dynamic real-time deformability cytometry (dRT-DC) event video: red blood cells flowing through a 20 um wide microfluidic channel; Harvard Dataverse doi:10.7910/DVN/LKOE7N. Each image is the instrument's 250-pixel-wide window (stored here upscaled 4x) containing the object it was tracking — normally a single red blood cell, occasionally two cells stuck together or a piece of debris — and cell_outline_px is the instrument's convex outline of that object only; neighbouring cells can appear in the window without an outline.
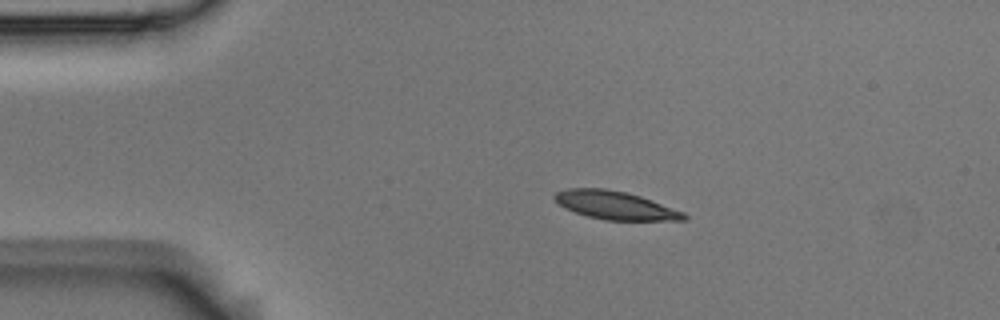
{"species": "Egyptian fruit bat (a non-hibernating species)", "species_latin": "Rousettus aegyptiacus", "temperature_condition": "room temperature", "stored_images_in_passage": 45, "camera_frame_rate_fps": 3000, "um_per_image_px": 0.085, "animal": {"sex": "male"}, "frame": {"image": 1, "passage_image": 1, "time_ms": 0.0, "image_size_px": [1000, 320], "cell_outline_px": [[688, 216], [684, 220], [604, 220], [588, 216], [564, 208], [552, 196], [556, 192], [568, 188], [604, 188], [624, 192], [640, 196], [684, 212]], "centroid_in_image_um": [52.28, 17.45], "position_along_channel_um": 32.7, "area_um2": 21.04}}
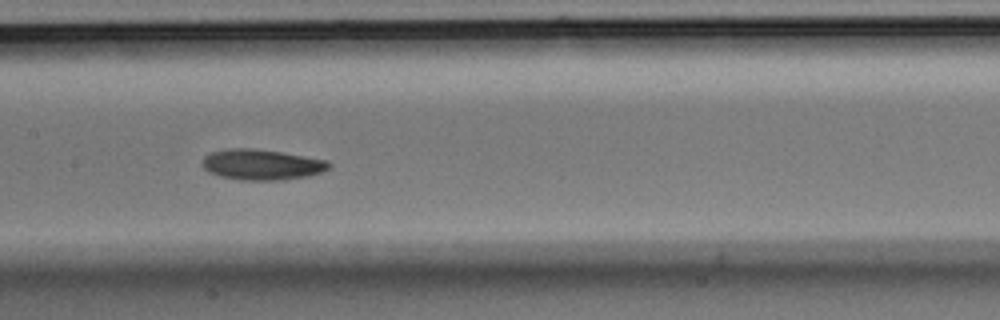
{"frame": {"image": 2, "passage_image": 17, "time_ms": 5.333, "image_size_px": [1000, 320], "cell_outline_px": [[332, 164], [328, 168], [320, 172], [308, 176], [284, 180], [240, 180], [220, 176], [208, 172], [200, 164], [200, 160], [204, 156], [212, 152], [228, 148], [252, 148], [280, 152], [328, 160]], "centroid_in_image_um": [22.2, 13.99], "position_along_channel_um": 185.2, "area_um2": 22.72}}
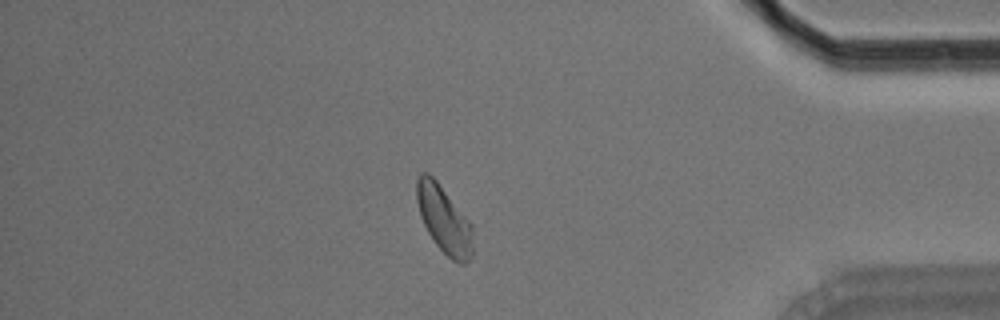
{"frame": {"image": 3, "passage_image": 37, "time_ms": 12.0, "image_size_px": [1000, 320], "cell_outline_px": [[472, 256], [464, 264], [460, 264], [452, 260], [436, 244], [428, 232], [420, 216], [416, 200], [416, 180], [420, 172], [428, 172], [436, 180], [472, 224]], "centroid_in_image_um": [37.73, 18.64], "position_along_channel_um": 397.5, "area_um2": 21.91}, "authors_computed_cell_mechanics": {"area_um2": 21.7328, "velocity_mm_per_s": 3.6855, "shape_relaxation_time_tau1_ms": 6.3963, "shape_relaxation_time_tau2_ms": null, "deformation_change_tau1": 0.1302, "deformation_change_tau2": null}}